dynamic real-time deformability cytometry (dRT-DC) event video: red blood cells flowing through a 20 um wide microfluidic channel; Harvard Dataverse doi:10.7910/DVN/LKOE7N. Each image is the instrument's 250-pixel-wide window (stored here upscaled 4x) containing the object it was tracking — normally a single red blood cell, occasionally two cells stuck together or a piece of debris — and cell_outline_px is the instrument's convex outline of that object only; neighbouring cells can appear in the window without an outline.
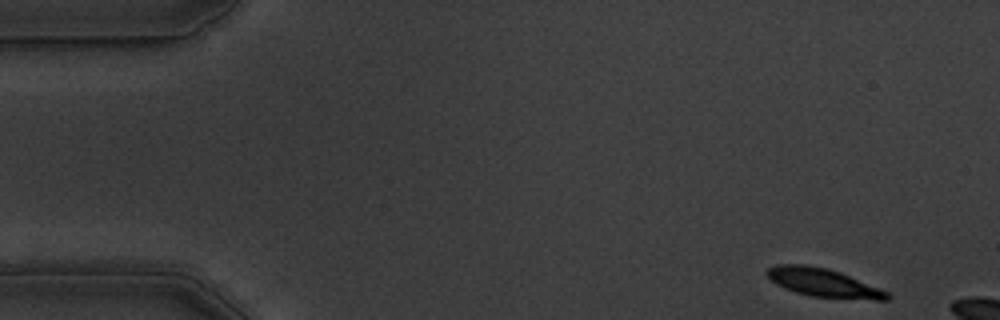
{"species": "common noctule bat (a hibernating species)", "species_latin": "Nyctalus noctula", "temperature_condition": "warm", "stored_images_in_passage": 8, "camera_frame_rate_fps": 3000, "um_per_image_px": 0.085, "animal": {"sex": "male", "body_mass_g": 19.5, "forearm_length_mm": 54.6}, "frame": {"image": 1, "passage_image": 1, "time_ms": 0.0, "image_size_px": [1000, 320], "cell_outline_px": [[892, 296], [888, 300], [872, 300], [808, 296], [784, 288], [776, 284], [764, 272], [768, 268], [776, 264], [808, 264], [828, 268], [840, 272], [880, 288], [888, 292]], "centroid_in_image_um": [69.99, 24.03], "position_along_channel_um": 15.0, "area_um2": 20.11}}